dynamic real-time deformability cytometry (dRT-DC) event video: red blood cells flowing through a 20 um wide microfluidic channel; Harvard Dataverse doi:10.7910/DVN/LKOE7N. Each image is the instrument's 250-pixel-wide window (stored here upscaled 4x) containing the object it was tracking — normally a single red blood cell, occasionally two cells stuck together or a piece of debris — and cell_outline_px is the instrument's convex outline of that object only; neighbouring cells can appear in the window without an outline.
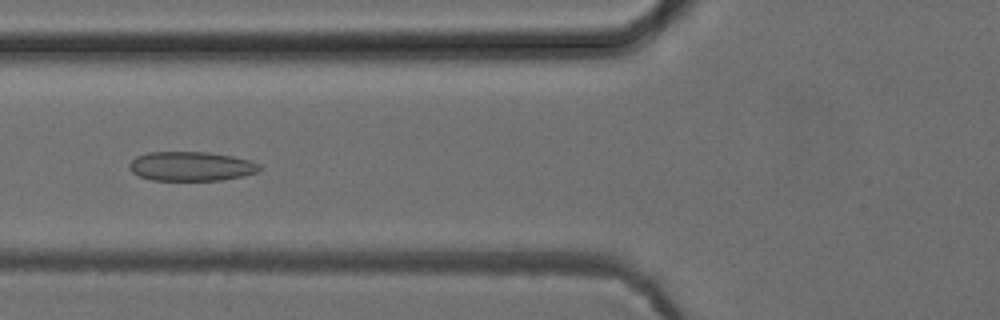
{"species": "common noctule bat (a hibernating species)", "species_latin": "Nyctalus noctula", "temperature_condition": "cold", "stored_images_in_passage": 45, "camera_frame_rate_fps": 3000, "um_per_image_px": 0.085, "animal": {"sex": "female", "body_mass_g": 24.6, "forearm_length_mm": 56.2}, "frame": {"image": 1, "passage_image": 13, "time_ms": 4.0, "image_size_px": [1000, 320], "cell_outline_px": [[264, 168], [260, 172], [244, 176], [220, 180], [152, 180], [140, 176], [132, 172], [128, 168], [128, 164], [136, 156], [148, 152], [208, 152], [232, 156], [252, 160], [260, 164]], "centroid_in_image_um": [16.3, 14.13], "position_along_channel_um": 109.5, "area_um2": 22.54}}
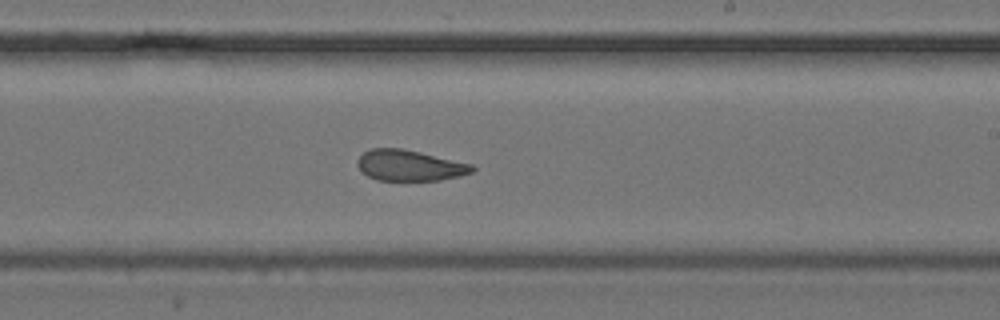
{"frame": {"image": 2, "passage_image": 24, "time_ms": 7.667, "image_size_px": [1000, 320], "cell_outline_px": [[476, 168], [472, 172], [460, 176], [440, 180], [376, 180], [360, 172], [356, 164], [356, 160], [364, 152], [372, 148], [404, 148], [472, 164]], "centroid_in_image_um": [34.79, 14.06], "position_along_channel_um": 254.2, "area_um2": 20.81}}
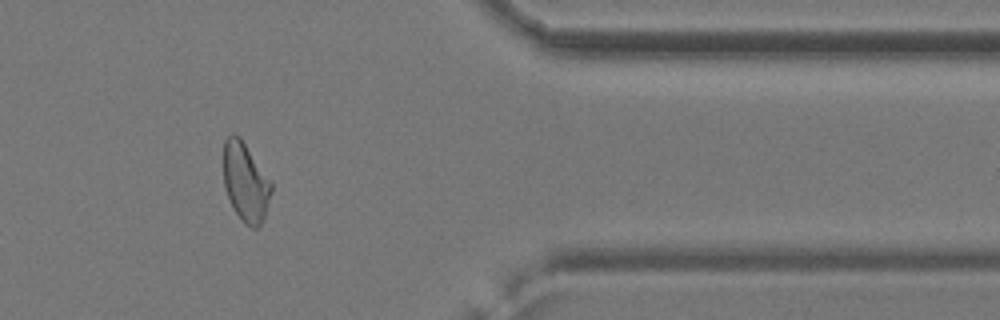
{"frame": {"image": 3, "passage_image": 36, "time_ms": 11.667, "image_size_px": [1000, 320], "cell_outline_px": [[272, 192], [264, 216], [260, 224], [256, 228], [252, 228], [236, 212], [228, 196], [224, 184], [224, 140], [232, 132], [240, 136], [272, 180]], "centroid_in_image_um": [20.89, 15.4], "position_along_channel_um": 390.5, "area_um2": 21.85}, "authors_computed_cell_mechanics": {"area_um2": 22.3108, "velocity_mm_per_s": 3.9438, "shape_relaxation_time_tau1_ms": null, "shape_relaxation_time_tau2_ms": 1.8882, "deformation_change_tau1": null, "deformation_change_tau2": 0.0828}}